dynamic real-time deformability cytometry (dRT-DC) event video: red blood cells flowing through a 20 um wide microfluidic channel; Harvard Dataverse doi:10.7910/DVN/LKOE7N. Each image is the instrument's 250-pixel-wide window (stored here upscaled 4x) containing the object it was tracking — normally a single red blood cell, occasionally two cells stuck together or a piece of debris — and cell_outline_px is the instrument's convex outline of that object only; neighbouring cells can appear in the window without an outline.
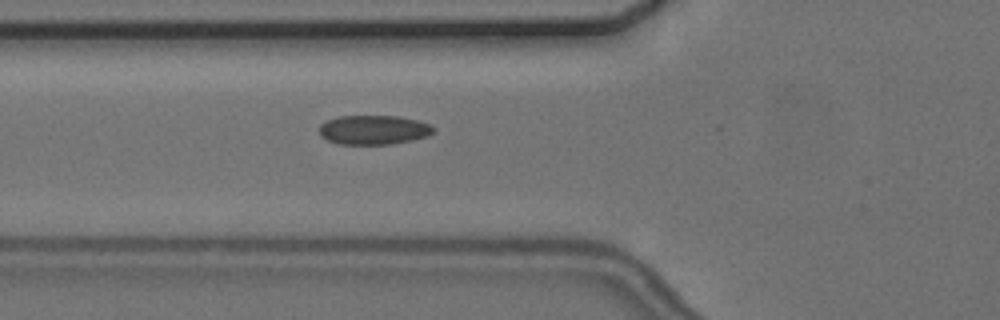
{"species": "common noctule bat (a hibernating species)", "species_latin": "Nyctalus noctula", "temperature_condition": "cold", "stored_images_in_passage": 5, "camera_frame_rate_fps": 3000, "um_per_image_px": 0.085, "animal": {"sex": "female", "body_mass_g": 24.6, "forearm_length_mm": 56.2}, "frame": {"image": 1, "passage_image": 5, "time_ms": 6.0, "image_size_px": [1000, 320], "cell_outline_px": [[436, 128], [428, 136], [412, 140], [392, 144], [340, 144], [328, 140], [320, 136], [320, 124], [336, 116], [396, 116], [416, 120], [432, 124]], "centroid_in_image_um": [31.77, 11.03], "position_along_channel_um": 94.0, "area_um2": 19.54}}